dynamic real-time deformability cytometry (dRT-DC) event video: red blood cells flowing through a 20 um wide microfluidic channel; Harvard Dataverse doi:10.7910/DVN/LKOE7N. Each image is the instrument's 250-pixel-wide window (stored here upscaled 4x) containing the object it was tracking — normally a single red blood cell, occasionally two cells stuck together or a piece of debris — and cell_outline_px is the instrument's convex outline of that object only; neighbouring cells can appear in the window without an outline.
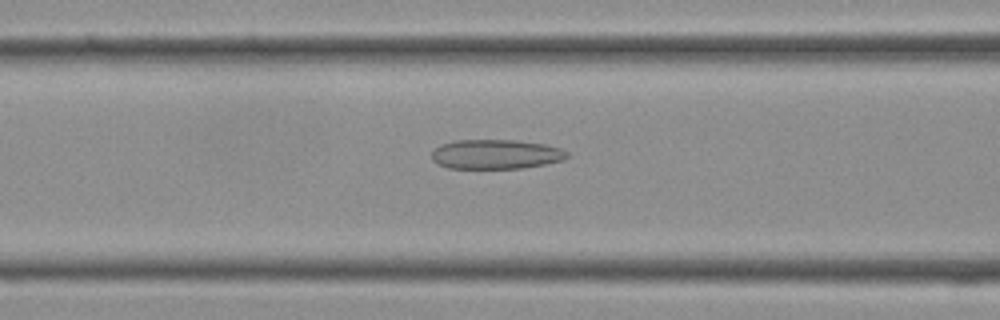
{"species": "Egyptian fruit bat (a non-hibernating species)", "species_latin": "Rousettus aegyptiacus", "temperature_condition": "cold", "stored_images_in_passage": 37, "camera_frame_rate_fps": 3000, "um_per_image_px": 0.085, "frame": {"image": 1, "passage_image": 14, "time_ms": 4.333, "image_size_px": [1000, 320], "cell_outline_px": [[568, 156], [564, 160], [524, 168], [448, 168], [436, 164], [432, 160], [432, 152], [440, 144], [456, 140], [516, 140], [544, 144], [560, 148], [568, 152]], "centroid_in_image_um": [42.13, 13.11], "position_along_channel_um": 124.5, "area_um2": 23.35}}
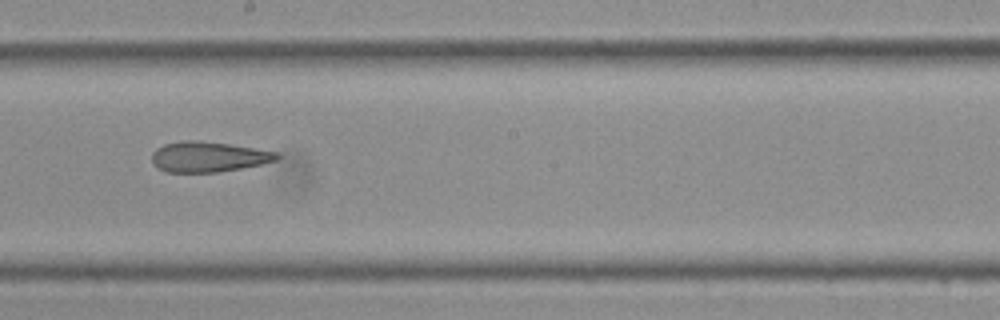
{"frame": {"image": 2, "passage_image": 20, "time_ms": 6.333, "image_size_px": [1000, 320], "cell_outline_px": [[280, 156], [276, 160], [260, 164], [240, 168], [216, 172], [164, 172], [156, 168], [152, 164], [152, 152], [156, 148], [164, 144], [184, 140], [196, 140], [228, 144], [276, 152]], "centroid_in_image_um": [17.62, 13.33], "position_along_channel_um": 230.6, "area_um2": 21.96}}
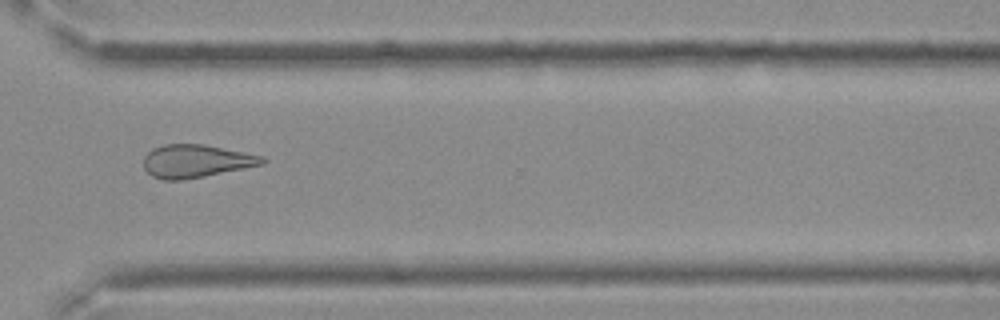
{"frame": {"image": 3, "passage_image": 27, "time_ms": 8.667, "image_size_px": [1000, 320], "cell_outline_px": [[268, 160], [264, 164], [184, 180], [164, 180], [152, 176], [144, 168], [144, 156], [152, 148], [164, 144], [204, 144], [264, 156]], "centroid_in_image_um": [16.66, 13.69], "position_along_channel_um": 353.9, "area_um2": 22.83}}